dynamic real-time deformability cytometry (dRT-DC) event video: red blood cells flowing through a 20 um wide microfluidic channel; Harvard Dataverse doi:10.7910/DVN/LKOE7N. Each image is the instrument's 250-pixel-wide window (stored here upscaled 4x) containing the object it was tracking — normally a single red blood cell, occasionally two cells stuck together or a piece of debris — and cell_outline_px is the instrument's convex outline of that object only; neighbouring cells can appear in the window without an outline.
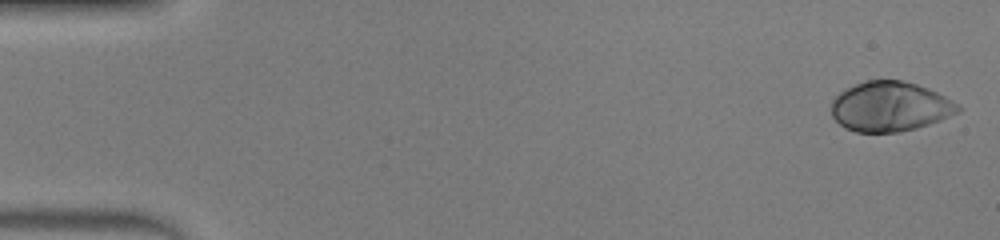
{"species": "human", "species_latin": "Homo sapiens", "temperature_condition": "warm", "stored_images_in_passage": 47, "camera_frame_rate_fps": 3000, "um_per_image_px": 0.085, "donor": {"sex": "male"}, "frame": {"image": 1, "passage_image": 1, "time_ms": 0.0, "image_size_px": [1000, 240], "cell_outline_px": [[960, 112], [940, 120], [916, 128], [896, 132], [856, 132], [844, 128], [832, 116], [832, 100], [840, 92], [856, 84], [868, 80], [904, 80], [928, 88], [944, 96], [956, 104], [960, 108]], "centroid_in_image_um": [75.64, 9.06], "position_along_channel_um": 9.4, "area_um2": 36.47}}
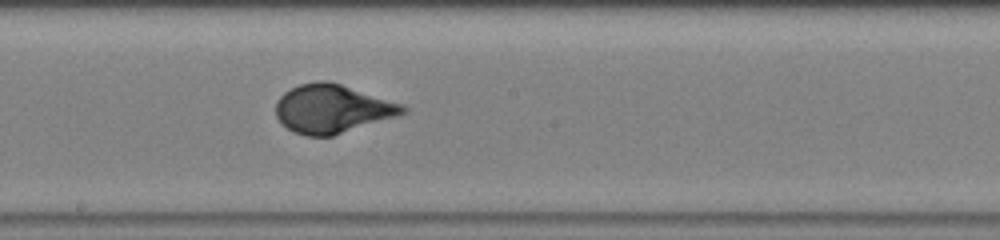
{"frame": {"image": 2, "passage_image": 26, "time_ms": 8.333, "image_size_px": [1000, 240], "cell_outline_px": [[408, 112], [396, 116], [332, 136], [304, 136], [288, 128], [276, 116], [276, 100], [284, 92], [300, 84], [316, 80], [328, 80], [404, 104], [408, 108]], "centroid_in_image_um": [28.25, 9.23], "position_along_channel_um": 220.0, "area_um2": 35.78}}
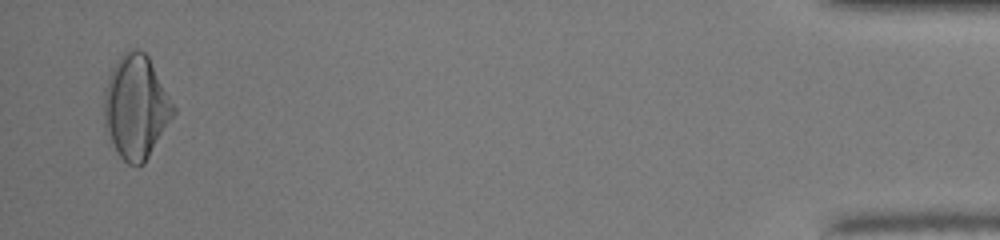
{"frame": {"image": 3, "passage_image": 46, "time_ms": 15.0, "image_size_px": [1000, 240], "cell_outline_px": [[176, 112], [144, 164], [136, 168], [128, 164], [120, 156], [104, 128], [104, 88], [108, 76], [112, 68], [120, 56], [128, 48], [136, 48], [144, 52], [148, 56], [176, 108]], "centroid_in_image_um": [11.55, 9.09], "position_along_channel_um": 423.6, "area_um2": 41.91}, "authors_computed_cell_mechanics": {"area_um2": 36.125, "velocity_mm_per_s": 4.301, "shape_relaxation_time_tau1_ms": 5.3987, "shape_relaxation_time_tau2_ms": null, "deformation_change_tau1": 0.2639, "deformation_change_tau2": null}}